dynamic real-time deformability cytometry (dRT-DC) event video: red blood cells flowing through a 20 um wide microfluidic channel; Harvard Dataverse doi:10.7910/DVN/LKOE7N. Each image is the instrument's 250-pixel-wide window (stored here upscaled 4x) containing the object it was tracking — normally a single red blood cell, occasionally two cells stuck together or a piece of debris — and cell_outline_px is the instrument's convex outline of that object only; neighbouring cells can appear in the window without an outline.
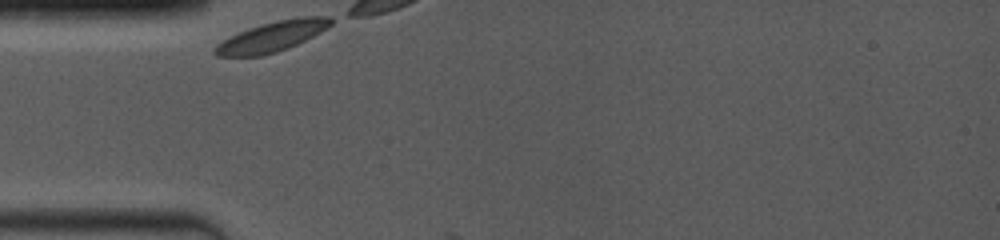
{"species": "common noctule bat (a hibernating species)", "species_latin": "Nyctalus noctula", "temperature_condition": "room temperature", "stored_images_in_passage": 2, "camera_frame_rate_fps": 4000, "um_per_image_px": 0.085, "animal": {"sex": "female", "body_mass_g": 19.0, "forearm_length_mm": 53.3}, "frame": {"image": 1, "passage_image": 1, "time_ms": 0.0, "image_size_px": [1000, 240], "cell_outline_px": [[332, 24], [320, 32], [288, 48], [276, 52], [260, 56], [216, 56], [212, 52], [212, 48], [216, 44], [240, 32], [276, 20], [300, 16], [328, 16], [332, 20]], "centroid_in_image_um": [23.11, 3.11], "position_along_channel_um": 61.9, "area_um2": 20.06}}